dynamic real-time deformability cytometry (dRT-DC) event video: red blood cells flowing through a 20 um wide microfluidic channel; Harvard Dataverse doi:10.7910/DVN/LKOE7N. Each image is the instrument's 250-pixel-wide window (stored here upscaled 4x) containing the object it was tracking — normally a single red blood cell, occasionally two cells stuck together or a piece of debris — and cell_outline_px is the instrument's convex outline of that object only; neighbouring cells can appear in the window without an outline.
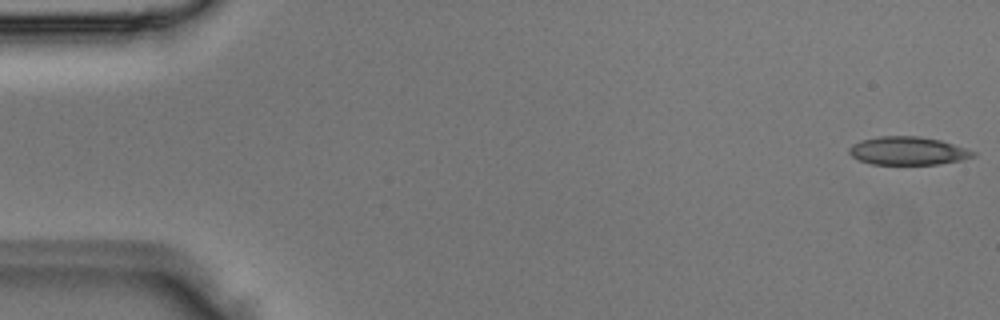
{"species": "Egyptian fruit bat (a non-hibernating species)", "species_latin": "Rousettus aegyptiacus", "temperature_condition": "room temperature", "stored_images_in_passage": 5, "segment_of_instrument_passage": [1, 2], "camera_frame_rate_fps": 3000, "um_per_image_px": 0.085, "animal": {"sex": "male"}, "frame": {"image": 1, "passage_image": 1, "time_ms": 0.0, "image_size_px": [1000, 320], "cell_outline_px": [[976, 156], [960, 160], [940, 164], [872, 164], [860, 160], [852, 156], [848, 152], [848, 148], [852, 144], [860, 140], [876, 136], [920, 136], [940, 140], [976, 152]], "centroid_in_image_um": [77.13, 12.81], "position_along_channel_um": 7.9, "area_um2": 20.35}}
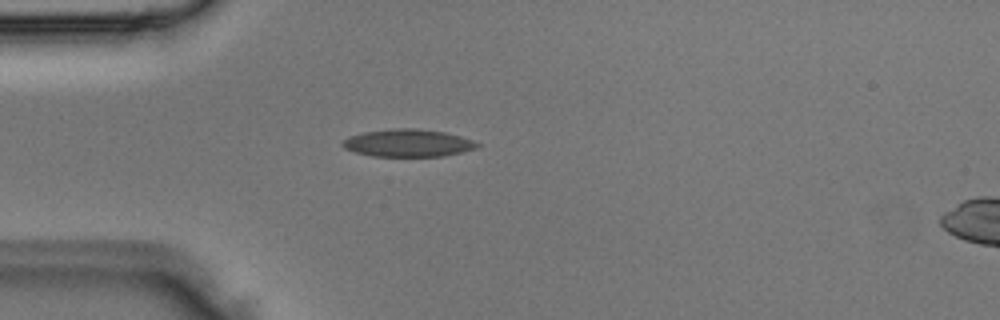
{"frame": {"image": 2, "passage_image": 4, "time_ms": 1.0, "image_size_px": [1000, 320], "cell_outline_px": [[480, 144], [476, 148], [444, 156], [372, 156], [356, 152], [344, 148], [340, 144], [348, 136], [364, 132], [392, 128], [416, 128], [444, 132], [460, 136], [472, 140]], "centroid_in_image_um": [34.65, 12.15], "position_along_channel_um": 50.4, "area_um2": 21.5}}